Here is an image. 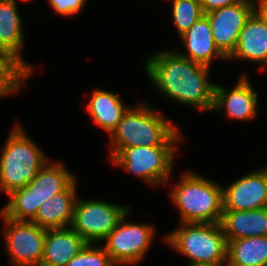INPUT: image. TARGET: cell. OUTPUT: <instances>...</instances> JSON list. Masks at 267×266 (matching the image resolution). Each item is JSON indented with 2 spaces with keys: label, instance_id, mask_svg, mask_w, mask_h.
Instances as JSON below:
<instances>
[{
  "label": "cell",
  "instance_id": "603a6c76",
  "mask_svg": "<svg viewBox=\"0 0 267 266\" xmlns=\"http://www.w3.org/2000/svg\"><path fill=\"white\" fill-rule=\"evenodd\" d=\"M171 16L179 36L204 15L200 0H172Z\"/></svg>",
  "mask_w": 267,
  "mask_h": 266
},
{
  "label": "cell",
  "instance_id": "f546056e",
  "mask_svg": "<svg viewBox=\"0 0 267 266\" xmlns=\"http://www.w3.org/2000/svg\"><path fill=\"white\" fill-rule=\"evenodd\" d=\"M265 207L267 208V169H266V199H265Z\"/></svg>",
  "mask_w": 267,
  "mask_h": 266
},
{
  "label": "cell",
  "instance_id": "ac0fdd59",
  "mask_svg": "<svg viewBox=\"0 0 267 266\" xmlns=\"http://www.w3.org/2000/svg\"><path fill=\"white\" fill-rule=\"evenodd\" d=\"M221 225L227 241L267 236V208L256 210H223Z\"/></svg>",
  "mask_w": 267,
  "mask_h": 266
},
{
  "label": "cell",
  "instance_id": "5bb4252c",
  "mask_svg": "<svg viewBox=\"0 0 267 266\" xmlns=\"http://www.w3.org/2000/svg\"><path fill=\"white\" fill-rule=\"evenodd\" d=\"M228 59L267 65V20L256 9L241 30L234 52Z\"/></svg>",
  "mask_w": 267,
  "mask_h": 266
},
{
  "label": "cell",
  "instance_id": "f1b7e54d",
  "mask_svg": "<svg viewBox=\"0 0 267 266\" xmlns=\"http://www.w3.org/2000/svg\"><path fill=\"white\" fill-rule=\"evenodd\" d=\"M197 266H228L226 263H219V264H207V265H197Z\"/></svg>",
  "mask_w": 267,
  "mask_h": 266
},
{
  "label": "cell",
  "instance_id": "9c48e42d",
  "mask_svg": "<svg viewBox=\"0 0 267 266\" xmlns=\"http://www.w3.org/2000/svg\"><path fill=\"white\" fill-rule=\"evenodd\" d=\"M1 217L4 223L3 237L11 265L41 266L46 230L32 221Z\"/></svg>",
  "mask_w": 267,
  "mask_h": 266
},
{
  "label": "cell",
  "instance_id": "cb8c5ba5",
  "mask_svg": "<svg viewBox=\"0 0 267 266\" xmlns=\"http://www.w3.org/2000/svg\"><path fill=\"white\" fill-rule=\"evenodd\" d=\"M26 76L0 53V97L19 92Z\"/></svg>",
  "mask_w": 267,
  "mask_h": 266
},
{
  "label": "cell",
  "instance_id": "277c9868",
  "mask_svg": "<svg viewBox=\"0 0 267 266\" xmlns=\"http://www.w3.org/2000/svg\"><path fill=\"white\" fill-rule=\"evenodd\" d=\"M20 125L10 131L0 155V192L7 195L27 185L48 162Z\"/></svg>",
  "mask_w": 267,
  "mask_h": 266
},
{
  "label": "cell",
  "instance_id": "4fadbf2b",
  "mask_svg": "<svg viewBox=\"0 0 267 266\" xmlns=\"http://www.w3.org/2000/svg\"><path fill=\"white\" fill-rule=\"evenodd\" d=\"M248 80L247 76H241L230 91L215 84L212 112L224 109L226 115L232 119L241 121L254 119L258 111V94Z\"/></svg>",
  "mask_w": 267,
  "mask_h": 266
},
{
  "label": "cell",
  "instance_id": "7c38bea8",
  "mask_svg": "<svg viewBox=\"0 0 267 266\" xmlns=\"http://www.w3.org/2000/svg\"><path fill=\"white\" fill-rule=\"evenodd\" d=\"M266 169L249 172L223 188V210H256L265 207Z\"/></svg>",
  "mask_w": 267,
  "mask_h": 266
},
{
  "label": "cell",
  "instance_id": "2e32d148",
  "mask_svg": "<svg viewBox=\"0 0 267 266\" xmlns=\"http://www.w3.org/2000/svg\"><path fill=\"white\" fill-rule=\"evenodd\" d=\"M76 190L74 180L63 192L44 201L31 221L44 229L70 227L77 199Z\"/></svg>",
  "mask_w": 267,
  "mask_h": 266
},
{
  "label": "cell",
  "instance_id": "4316f807",
  "mask_svg": "<svg viewBox=\"0 0 267 266\" xmlns=\"http://www.w3.org/2000/svg\"><path fill=\"white\" fill-rule=\"evenodd\" d=\"M241 0H200L201 8L204 14L221 9L222 7L234 5Z\"/></svg>",
  "mask_w": 267,
  "mask_h": 266
},
{
  "label": "cell",
  "instance_id": "e0dca14e",
  "mask_svg": "<svg viewBox=\"0 0 267 266\" xmlns=\"http://www.w3.org/2000/svg\"><path fill=\"white\" fill-rule=\"evenodd\" d=\"M86 244L71 227L47 229L41 266H66Z\"/></svg>",
  "mask_w": 267,
  "mask_h": 266
},
{
  "label": "cell",
  "instance_id": "9a60e30c",
  "mask_svg": "<svg viewBox=\"0 0 267 266\" xmlns=\"http://www.w3.org/2000/svg\"><path fill=\"white\" fill-rule=\"evenodd\" d=\"M182 44L188 49V55L181 56L193 62L209 67L215 58L227 60V58L216 47L210 22L204 14L184 34L180 36Z\"/></svg>",
  "mask_w": 267,
  "mask_h": 266
},
{
  "label": "cell",
  "instance_id": "44dd1931",
  "mask_svg": "<svg viewBox=\"0 0 267 266\" xmlns=\"http://www.w3.org/2000/svg\"><path fill=\"white\" fill-rule=\"evenodd\" d=\"M8 196L10 200L0 213L14 220L31 221L41 206L40 189L33 180Z\"/></svg>",
  "mask_w": 267,
  "mask_h": 266
},
{
  "label": "cell",
  "instance_id": "ffe728a7",
  "mask_svg": "<svg viewBox=\"0 0 267 266\" xmlns=\"http://www.w3.org/2000/svg\"><path fill=\"white\" fill-rule=\"evenodd\" d=\"M228 242V266H267V236L234 239Z\"/></svg>",
  "mask_w": 267,
  "mask_h": 266
},
{
  "label": "cell",
  "instance_id": "d6986e66",
  "mask_svg": "<svg viewBox=\"0 0 267 266\" xmlns=\"http://www.w3.org/2000/svg\"><path fill=\"white\" fill-rule=\"evenodd\" d=\"M130 106H125L113 92L95 89L87 105L89 115L95 124L104 129L109 136L116 129Z\"/></svg>",
  "mask_w": 267,
  "mask_h": 266
},
{
  "label": "cell",
  "instance_id": "d4e9b609",
  "mask_svg": "<svg viewBox=\"0 0 267 266\" xmlns=\"http://www.w3.org/2000/svg\"><path fill=\"white\" fill-rule=\"evenodd\" d=\"M92 245V243H87L66 266H116L104 247H94Z\"/></svg>",
  "mask_w": 267,
  "mask_h": 266
},
{
  "label": "cell",
  "instance_id": "5b68a950",
  "mask_svg": "<svg viewBox=\"0 0 267 266\" xmlns=\"http://www.w3.org/2000/svg\"><path fill=\"white\" fill-rule=\"evenodd\" d=\"M164 238L172 249L189 259V266L227 262L228 242L221 223H180Z\"/></svg>",
  "mask_w": 267,
  "mask_h": 266
},
{
  "label": "cell",
  "instance_id": "ba28073f",
  "mask_svg": "<svg viewBox=\"0 0 267 266\" xmlns=\"http://www.w3.org/2000/svg\"><path fill=\"white\" fill-rule=\"evenodd\" d=\"M130 207L77 197L70 227L87 243L103 242Z\"/></svg>",
  "mask_w": 267,
  "mask_h": 266
},
{
  "label": "cell",
  "instance_id": "8fae6325",
  "mask_svg": "<svg viewBox=\"0 0 267 266\" xmlns=\"http://www.w3.org/2000/svg\"><path fill=\"white\" fill-rule=\"evenodd\" d=\"M17 6L15 0H0V53L28 78L32 75L33 68L21 55L24 33Z\"/></svg>",
  "mask_w": 267,
  "mask_h": 266
},
{
  "label": "cell",
  "instance_id": "3957f363",
  "mask_svg": "<svg viewBox=\"0 0 267 266\" xmlns=\"http://www.w3.org/2000/svg\"><path fill=\"white\" fill-rule=\"evenodd\" d=\"M170 197L180 213L181 223H220L223 216V188L201 175L186 171Z\"/></svg>",
  "mask_w": 267,
  "mask_h": 266
},
{
  "label": "cell",
  "instance_id": "7a4b0ae2",
  "mask_svg": "<svg viewBox=\"0 0 267 266\" xmlns=\"http://www.w3.org/2000/svg\"><path fill=\"white\" fill-rule=\"evenodd\" d=\"M145 104L130 107L111 133L110 160L123 148L177 146L184 138L172 122Z\"/></svg>",
  "mask_w": 267,
  "mask_h": 266
},
{
  "label": "cell",
  "instance_id": "30bf717a",
  "mask_svg": "<svg viewBox=\"0 0 267 266\" xmlns=\"http://www.w3.org/2000/svg\"><path fill=\"white\" fill-rule=\"evenodd\" d=\"M257 5V0H241L205 14L211 25L215 45L227 59L234 52L239 34Z\"/></svg>",
  "mask_w": 267,
  "mask_h": 266
},
{
  "label": "cell",
  "instance_id": "52a82bcc",
  "mask_svg": "<svg viewBox=\"0 0 267 266\" xmlns=\"http://www.w3.org/2000/svg\"><path fill=\"white\" fill-rule=\"evenodd\" d=\"M130 210L119 220L116 227L103 240V246L116 265L139 263L148 252L155 233L153 225L126 221Z\"/></svg>",
  "mask_w": 267,
  "mask_h": 266
},
{
  "label": "cell",
  "instance_id": "8992f818",
  "mask_svg": "<svg viewBox=\"0 0 267 266\" xmlns=\"http://www.w3.org/2000/svg\"><path fill=\"white\" fill-rule=\"evenodd\" d=\"M176 146L129 147L123 148L111 162L142 178L147 184L157 186L169 181Z\"/></svg>",
  "mask_w": 267,
  "mask_h": 266
},
{
  "label": "cell",
  "instance_id": "484cf974",
  "mask_svg": "<svg viewBox=\"0 0 267 266\" xmlns=\"http://www.w3.org/2000/svg\"><path fill=\"white\" fill-rule=\"evenodd\" d=\"M58 15L72 16L83 9L86 0H47Z\"/></svg>",
  "mask_w": 267,
  "mask_h": 266
},
{
  "label": "cell",
  "instance_id": "7402d4cb",
  "mask_svg": "<svg viewBox=\"0 0 267 266\" xmlns=\"http://www.w3.org/2000/svg\"><path fill=\"white\" fill-rule=\"evenodd\" d=\"M48 163L32 179L40 189L41 204L55 194L63 192L76 180L75 176L63 166L62 162Z\"/></svg>",
  "mask_w": 267,
  "mask_h": 266
},
{
  "label": "cell",
  "instance_id": "6da1fadb",
  "mask_svg": "<svg viewBox=\"0 0 267 266\" xmlns=\"http://www.w3.org/2000/svg\"><path fill=\"white\" fill-rule=\"evenodd\" d=\"M209 69L176 50L155 53L145 64L146 73L160 94L207 112L213 109L215 89V84L208 81Z\"/></svg>",
  "mask_w": 267,
  "mask_h": 266
},
{
  "label": "cell",
  "instance_id": "83f0119b",
  "mask_svg": "<svg viewBox=\"0 0 267 266\" xmlns=\"http://www.w3.org/2000/svg\"><path fill=\"white\" fill-rule=\"evenodd\" d=\"M257 10L266 18L267 20V1H259L257 5Z\"/></svg>",
  "mask_w": 267,
  "mask_h": 266
}]
</instances>
